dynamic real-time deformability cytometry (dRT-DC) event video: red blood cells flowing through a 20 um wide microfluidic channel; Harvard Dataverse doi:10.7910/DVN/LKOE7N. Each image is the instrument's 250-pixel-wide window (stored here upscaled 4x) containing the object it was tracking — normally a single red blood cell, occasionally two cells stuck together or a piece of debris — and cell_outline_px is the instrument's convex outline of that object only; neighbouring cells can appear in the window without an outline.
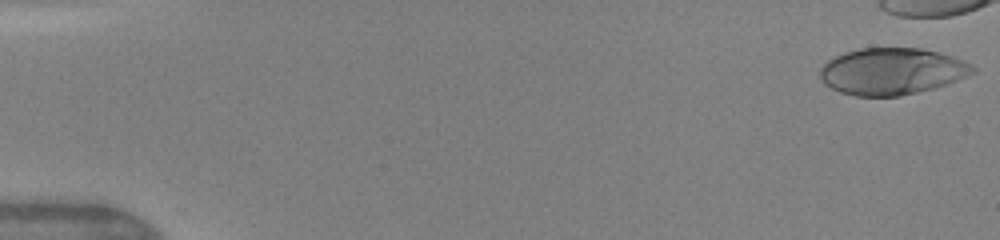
{"species": "human", "species_latin": "Homo sapiens", "temperature_condition": "warm", "stored_images_in_passage": 10, "camera_frame_rate_fps": 3000, "um_per_image_px": 0.085, "donor": {"sex": "female"}, "frame": {"image": 1, "passage_image": 1, "time_ms": 0.0, "image_size_px": [1000, 240], "cell_outline_px": [[976, 72], [948, 84], [900, 96], [856, 96], [840, 92], [824, 84], [820, 80], [820, 68], [828, 60], [844, 52], [860, 48], [920, 48], [952, 56], [972, 64], [976, 68]], "centroid_in_image_um": [75.8, 6.06], "position_along_channel_um": 9.2, "area_um2": 41.56}}